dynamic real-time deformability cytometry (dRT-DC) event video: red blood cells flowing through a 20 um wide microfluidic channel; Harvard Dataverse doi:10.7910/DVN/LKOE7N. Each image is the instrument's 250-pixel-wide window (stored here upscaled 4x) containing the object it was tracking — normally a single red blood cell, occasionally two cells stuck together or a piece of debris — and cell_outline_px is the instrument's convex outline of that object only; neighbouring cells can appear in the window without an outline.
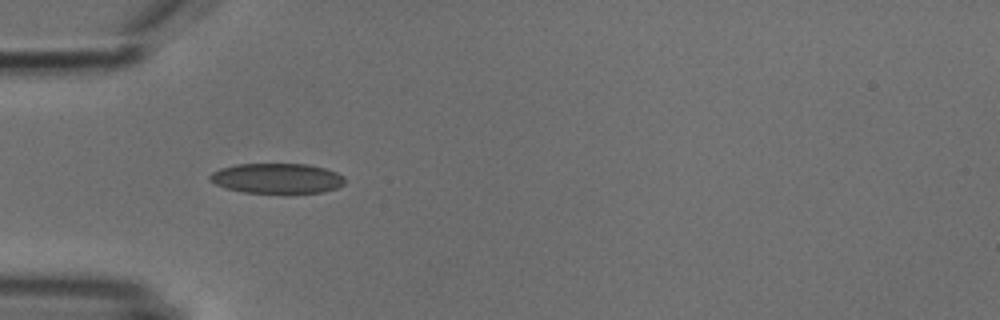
{"species": "common noctule bat (a hibernating species)", "species_latin": "Nyctalus noctula", "temperature_condition": "cold", "stored_images_in_passage": 4, "camera_frame_rate_fps": 3000, "um_per_image_px": 0.085, "animal": {"sex": "male", "body_mass_g": 18.8}, "frame": {"image": 1, "passage_image": 3, "time_ms": 3.333, "image_size_px": [1000, 320], "cell_outline_px": [[344, 184], [336, 188], [324, 192], [244, 192], [224, 188], [208, 180], [208, 176], [212, 172], [220, 168], [236, 164], [308, 164], [324, 168], [336, 172], [344, 176]], "centroid_in_image_um": [23.51, 15.15], "position_along_channel_um": 61.5, "area_um2": 23.58}}
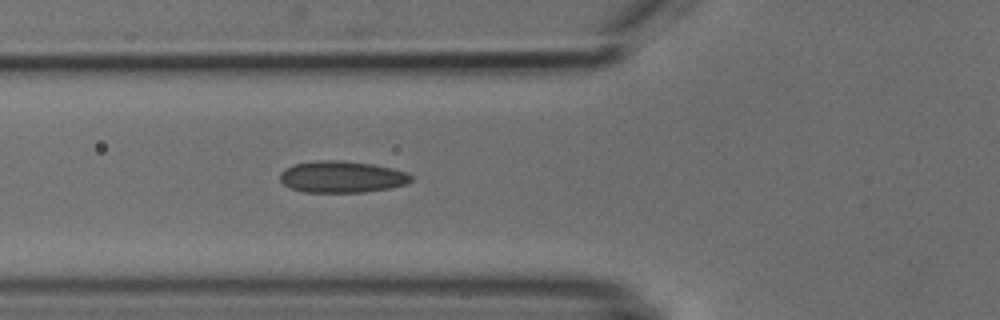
{"frame": {"image": 2, "passage_image": 4, "time_ms": 4.333, "image_size_px": [1000, 320], "cell_outline_px": [[412, 180], [408, 184], [388, 188], [364, 192], [304, 192], [292, 188], [284, 184], [280, 180], [280, 172], [292, 164], [316, 160], [340, 160], [372, 164], [392, 168], [408, 172], [412, 176]], "centroid_in_image_um": [29.06, 15.02], "position_along_channel_um": 96.7, "area_um2": 24.28}}